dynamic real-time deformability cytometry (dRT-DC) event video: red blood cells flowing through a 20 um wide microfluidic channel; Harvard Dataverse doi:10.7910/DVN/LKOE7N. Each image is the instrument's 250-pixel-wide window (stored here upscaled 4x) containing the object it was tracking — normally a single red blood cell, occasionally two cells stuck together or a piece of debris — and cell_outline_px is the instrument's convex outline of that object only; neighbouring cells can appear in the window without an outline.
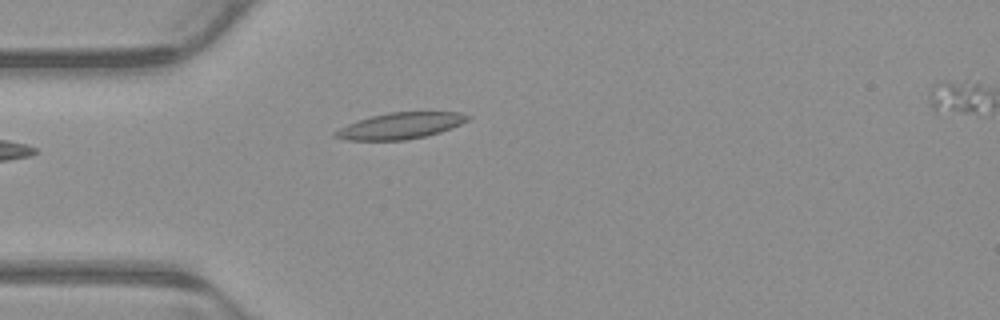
{"species": "common noctule bat (a hibernating species)", "species_latin": "Nyctalus noctula", "temperature_condition": "warm", "stored_images_in_passage": 4, "camera_frame_rate_fps": 3000, "um_per_image_px": 0.085, "animal": {"sex": "male", "body_mass_g": 23.1, "forearm_length_mm": 52.7}, "frame": {"image": 1, "passage_image": 4, "time_ms": 1.0, "image_size_px": [1000, 320], "cell_outline_px": [[472, 116], [468, 120], [452, 128], [440, 132], [424, 136], [404, 140], [344, 140], [332, 136], [332, 132], [356, 120], [388, 112], [460, 112]], "centroid_in_image_um": [34.01, 10.69], "position_along_channel_um": 51.0, "area_um2": 20.29}}